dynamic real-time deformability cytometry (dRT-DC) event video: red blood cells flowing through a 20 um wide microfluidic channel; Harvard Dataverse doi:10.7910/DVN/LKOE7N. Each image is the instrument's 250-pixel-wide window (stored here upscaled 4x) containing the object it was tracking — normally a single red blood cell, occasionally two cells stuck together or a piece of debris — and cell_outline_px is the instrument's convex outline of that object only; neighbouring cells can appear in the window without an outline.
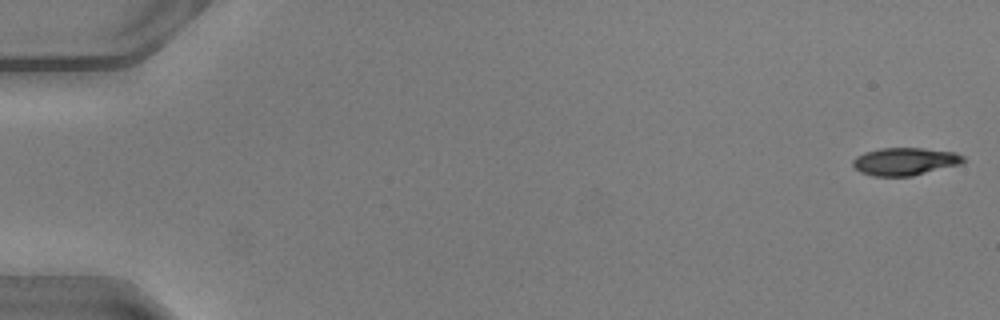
{"species": "common noctule bat (a hibernating species)", "species_latin": "Nyctalus noctula", "temperature_condition": "warm", "stored_images_in_passage": 50, "camera_frame_rate_fps": 3000, "um_per_image_px": 0.085, "animal": {"sex": "male", "body_mass_g": 20.5, "forearm_length_mm": 52.5}, "frame": {"image": 1, "passage_image": 1, "time_ms": 0.0, "image_size_px": [1000, 320], "cell_outline_px": [[968, 160], [960, 164], [912, 176], [872, 176], [860, 172], [852, 164], [852, 160], [856, 156], [864, 152], [880, 148], [924, 148], [956, 152], [964, 156]], "centroid_in_image_um": [76.93, 13.72], "position_along_channel_um": 8.1, "area_um2": 17.98}}
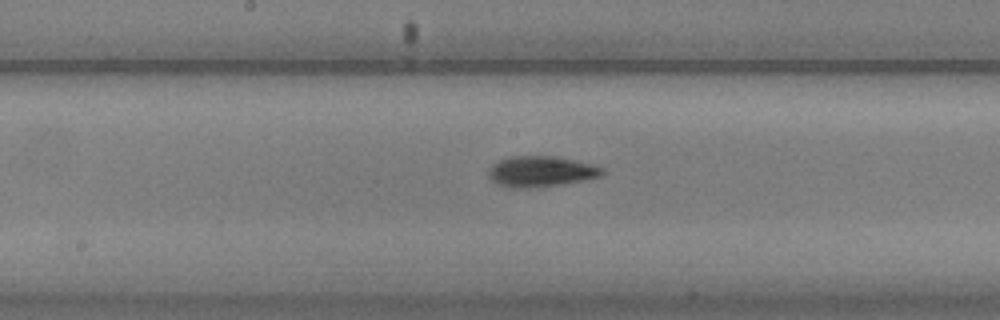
{"frame": {"image": 2, "passage_image": 27, "time_ms": 8.667, "image_size_px": [1000, 320], "cell_outline_px": [[608, 172], [604, 176], [588, 180], [540, 188], [504, 188], [496, 184], [488, 176], [488, 168], [492, 164], [508, 156], [552, 156], [576, 160], [592, 164], [604, 168]], "centroid_in_image_um": [46.02, 14.6], "position_along_channel_um": 202.2, "area_um2": 21.15}}
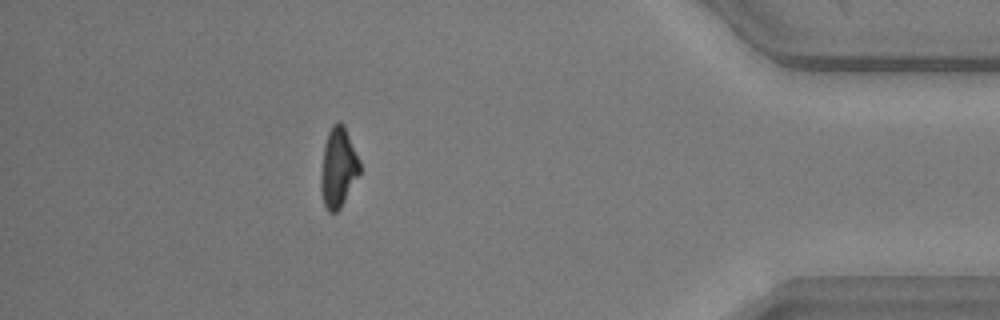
{"frame": {"image": 3, "passage_image": 45, "time_ms": 14.667, "image_size_px": [1000, 320], "cell_outline_px": [[360, 172], [340, 208], [336, 212], [328, 212], [324, 204], [320, 188], [320, 172], [324, 144], [328, 132], [332, 124], [340, 120], [344, 124], [360, 160]], "centroid_in_image_um": [28.73, 14.2], "position_along_channel_um": 406.5, "area_um2": 18.21}, "authors_computed_cell_mechanics": {"area_um2": 18.8139, "velocity_mm_per_s": 4.109, "shape_relaxation_time_tau1_ms": 2.3456, "shape_relaxation_time_tau2_ms": 3.8083, "deformation_change_tau1": 0.1503, "deformation_change_tau2": 0.1291}}